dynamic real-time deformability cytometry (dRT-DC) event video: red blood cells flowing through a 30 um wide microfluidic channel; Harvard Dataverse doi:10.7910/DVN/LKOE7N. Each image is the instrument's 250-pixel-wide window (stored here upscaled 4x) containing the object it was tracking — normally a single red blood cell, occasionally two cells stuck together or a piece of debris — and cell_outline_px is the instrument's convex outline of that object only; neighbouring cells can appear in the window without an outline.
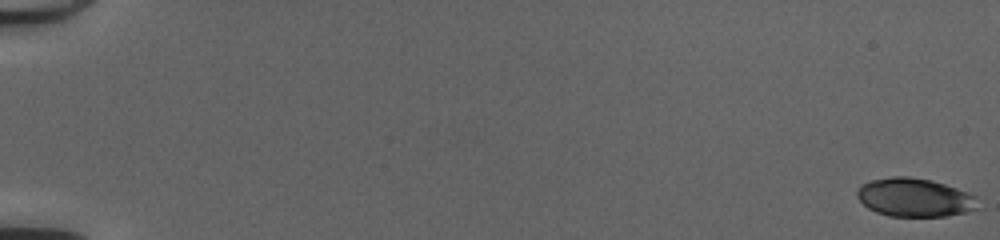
{"species": "common noctule bat (a hibernating species)", "species_latin": "Nyctalus noctula", "temperature_condition": "cold", "stored_images_in_passage": 52, "camera_frame_rate_fps": 3000, "um_per_image_px": 0.085, "animal": {"sex": "female", "body_mass_g": 20.0, "forearm_length_mm": 54.0}, "frame": {"image": 1, "passage_image": 1, "time_ms": 0.0, "image_size_px": [1000, 240], "cell_outline_px": [[976, 208], [964, 212], [944, 216], [888, 216], [876, 212], [868, 208], [856, 196], [856, 192], [864, 184], [872, 180], [892, 176], [908, 176], [932, 180], [956, 188], [972, 196]], "centroid_in_image_um": [77.66, 16.78], "position_along_channel_um": 7.3, "area_um2": 26.47}}
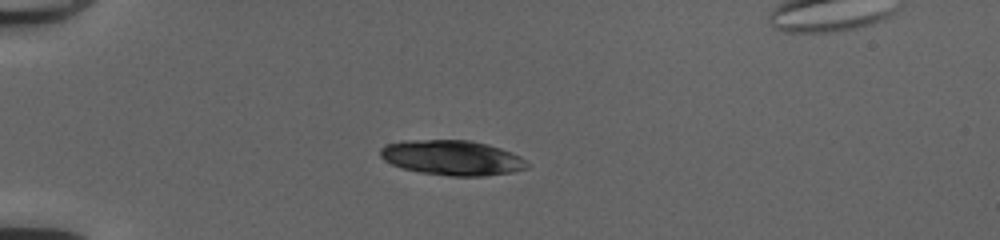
{"frame": {"image": 2, "passage_image": 16, "time_ms": 5.0, "image_size_px": [1000, 240], "cell_outline_px": [[528, 168], [512, 172], [484, 176], [448, 176], [420, 172], [400, 168], [384, 160], [380, 156], [380, 148], [384, 144], [404, 140], [468, 140], [488, 144], [500, 148], [520, 156], [528, 164]], "centroid_in_image_um": [38.39, 13.41], "position_along_channel_um": 46.6, "area_um2": 30.06}}